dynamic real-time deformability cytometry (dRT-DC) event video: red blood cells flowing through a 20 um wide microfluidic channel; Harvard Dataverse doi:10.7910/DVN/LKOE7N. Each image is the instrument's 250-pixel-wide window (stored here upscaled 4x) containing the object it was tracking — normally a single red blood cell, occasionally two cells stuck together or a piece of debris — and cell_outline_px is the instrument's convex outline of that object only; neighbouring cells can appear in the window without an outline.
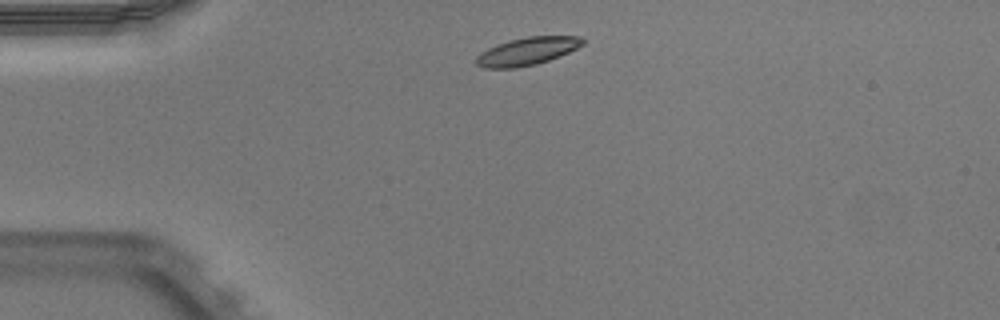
{"species": "Egyptian fruit bat (a non-hibernating species)", "species_latin": "Rousettus aegyptiacus", "temperature_condition": "warm", "stored_images_in_passage": 34, "camera_frame_rate_fps": 3000, "um_per_image_px": 0.085, "animal": {"sex": "male"}, "frame": {"image": 1, "passage_image": 1, "time_ms": 0.0, "image_size_px": [1000, 320], "cell_outline_px": [[588, 40], [584, 44], [560, 56], [536, 64], [516, 68], [484, 68], [476, 64], [476, 56], [480, 52], [488, 48], [512, 40], [528, 36], [580, 36]], "centroid_in_image_um": [44.84, 4.36], "position_along_channel_um": 40.2, "area_um2": 17.17}}
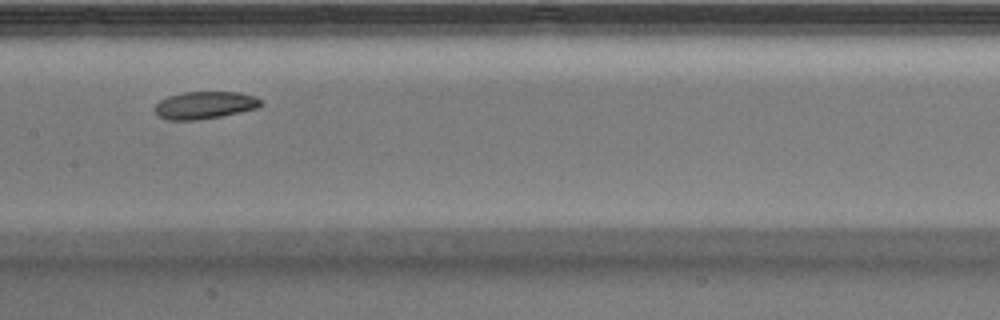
{"frame": {"image": 2, "passage_image": 15, "time_ms": 4.667, "image_size_px": [1000, 320], "cell_outline_px": [[264, 104], [256, 108], [220, 116], [196, 120], [168, 120], [160, 116], [152, 108], [160, 100], [168, 96], [184, 92], [240, 92], [256, 96]], "centroid_in_image_um": [17.39, 8.93], "position_along_channel_um": 190.0, "area_um2": 16.88}}
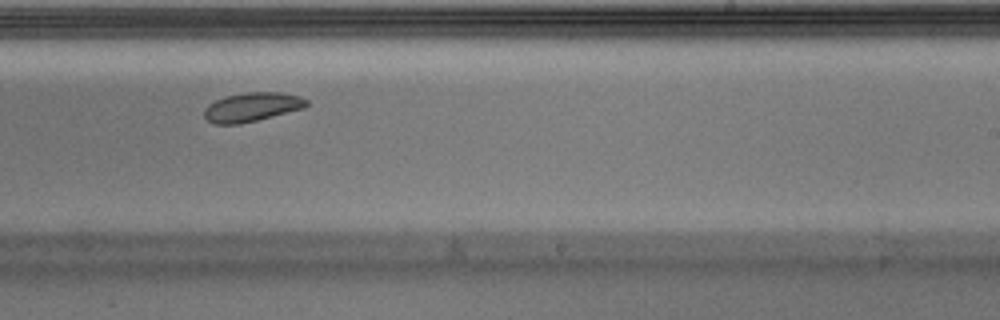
{"frame": {"image": 3, "passage_image": 21, "time_ms": 6.667, "image_size_px": [1000, 320], "cell_outline_px": [[308, 104], [304, 108], [240, 124], [212, 124], [204, 116], [204, 108], [208, 104], [224, 96], [244, 92], [280, 92], [300, 96], [308, 100]], "centroid_in_image_um": [21.39, 9.09], "position_along_channel_um": 267.6, "area_um2": 17.34}, "authors_computed_cell_mechanics": {"area_um2": 17.3689, "velocity_mm_per_s": 3.8984, "shape_relaxation_time_tau1_ms": null, "shape_relaxation_time_tau2_ms": 6.7751, "deformation_change_tau1": null, "deformation_change_tau2": 0.1263}}